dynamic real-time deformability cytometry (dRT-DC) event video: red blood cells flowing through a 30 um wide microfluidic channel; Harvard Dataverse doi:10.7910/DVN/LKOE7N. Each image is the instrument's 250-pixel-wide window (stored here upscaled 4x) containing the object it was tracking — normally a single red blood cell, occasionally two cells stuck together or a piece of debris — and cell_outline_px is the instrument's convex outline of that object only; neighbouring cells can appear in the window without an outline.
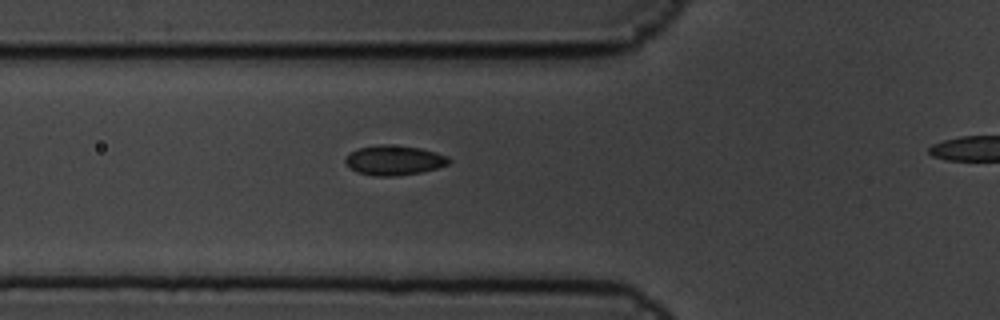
{"species": "common noctule bat (a hibernating species)", "species_latin": "Nyctalus noctula", "temperature_condition": "cold", "stored_images_in_passage": 8, "camera_frame_rate_fps": 3000, "um_per_image_px": 0.085, "animal": {"sex": "male", "body_mass_g": 19.5, "forearm_length_mm": 54.6}, "frame": {"image": 1, "passage_image": 7, "time_ms": 2.0, "image_size_px": [1000, 320], "cell_outline_px": [[452, 160], [448, 164], [436, 168], [420, 172], [396, 176], [372, 176], [356, 172], [344, 160], [352, 152], [360, 148], [384, 144], [388, 144], [420, 148], [436, 152], [448, 156]], "centroid_in_image_um": [33.54, 13.63], "position_along_channel_um": 92.3, "area_um2": 17.74}}